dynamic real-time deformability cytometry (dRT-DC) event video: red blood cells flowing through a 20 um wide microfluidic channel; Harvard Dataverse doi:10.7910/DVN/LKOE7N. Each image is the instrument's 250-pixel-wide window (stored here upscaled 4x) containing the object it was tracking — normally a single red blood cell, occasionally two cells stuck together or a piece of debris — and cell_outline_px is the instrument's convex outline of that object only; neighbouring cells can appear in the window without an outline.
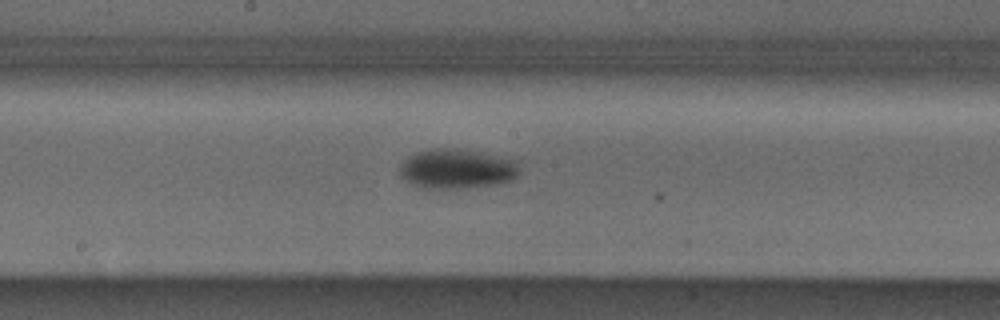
{"species": "Egyptian fruit bat (a non-hibernating species)", "species_latin": "Rousettus aegyptiacus", "temperature_condition": "cold", "stored_images_in_passage": 28, "camera_frame_rate_fps": 3000, "um_per_image_px": 0.085, "animal": {"sex": "male"}, "frame": {"image": 1, "passage_image": 13, "time_ms": 4.0, "image_size_px": [1000, 320], "cell_outline_px": [[508, 172], [504, 176], [476, 180], [432, 180], [416, 176], [412, 172], [412, 164], [416, 160], [472, 160], [492, 164], [504, 168]], "centroid_in_image_um": [38.79, 14.45], "position_along_channel_um": 209.4, "area_um2": 11.73}}
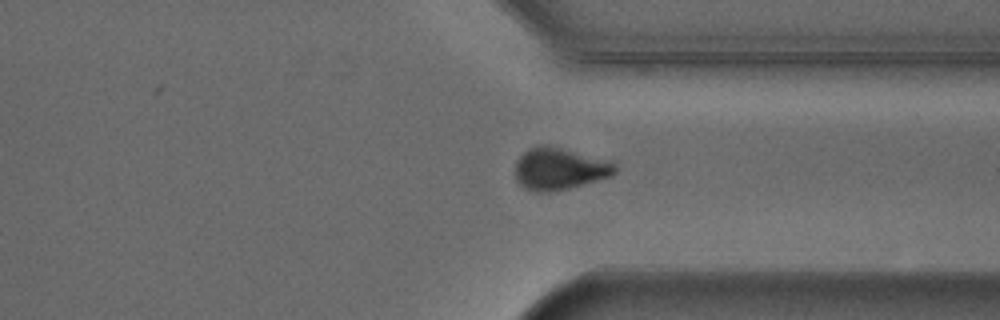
{"frame": {"image": 2, "passage_image": 25, "time_ms": 8.0, "image_size_px": [1000, 320], "cell_outline_px": [[612, 168], [608, 172], [596, 176], [568, 184], [528, 184], [520, 176], [520, 164], [524, 156], [532, 152], [548, 152]], "centroid_in_image_um": [47.35, 14.38], "position_along_channel_um": 364.0, "area_um2": 14.91}}